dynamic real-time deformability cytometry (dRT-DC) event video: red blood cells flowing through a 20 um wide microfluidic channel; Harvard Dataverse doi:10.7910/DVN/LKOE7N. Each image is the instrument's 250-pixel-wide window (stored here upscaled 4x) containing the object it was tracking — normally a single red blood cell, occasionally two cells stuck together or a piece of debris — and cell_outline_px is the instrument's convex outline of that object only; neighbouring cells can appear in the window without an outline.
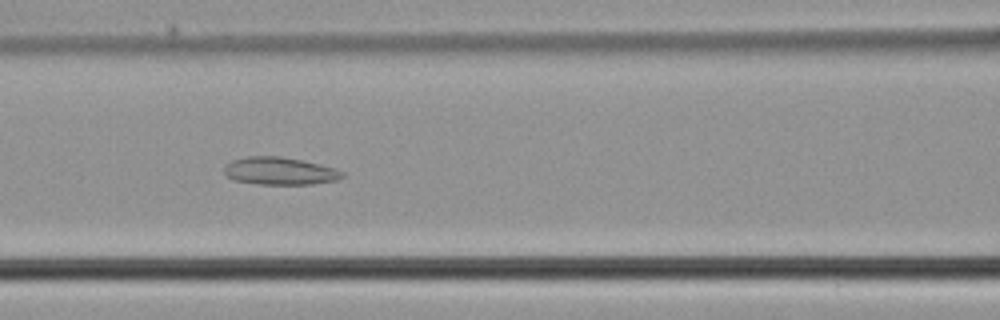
{"species": "common noctule bat (a hibernating species)", "species_latin": "Nyctalus noctula", "temperature_condition": "cold", "stored_images_in_passage": 44, "camera_frame_rate_fps": 3000, "um_per_image_px": 0.085, "animal": {"sex": "male", "body_mass_g": 21.5, "forearm_length_mm": 52.0}, "frame": {"image": 1, "passage_image": 22, "time_ms": 7.0, "image_size_px": [1000, 320], "cell_outline_px": [[344, 176], [336, 180], [312, 184], [260, 184], [232, 180], [224, 172], [224, 168], [232, 160], [248, 156], [280, 156], [300, 160], [336, 168], [344, 172]], "centroid_in_image_um": [23.78, 14.54], "position_along_channel_um": 142.8, "area_um2": 18.84}}
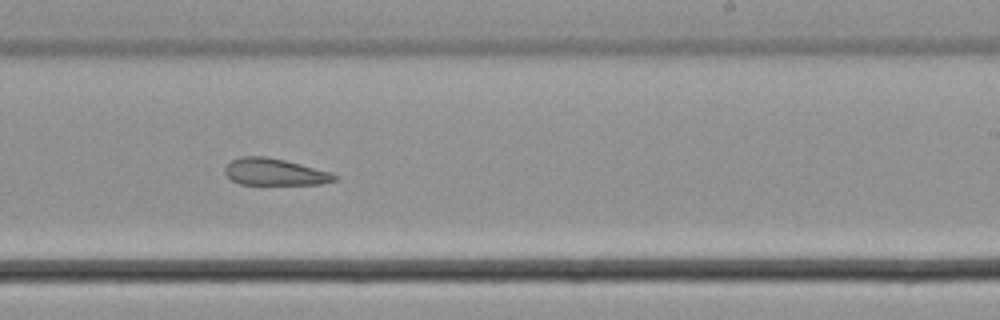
{"frame": {"image": 2, "passage_image": 31, "time_ms": 10.0, "image_size_px": [1000, 320], "cell_outline_px": [[340, 180], [320, 184], [240, 184], [232, 180], [224, 172], [224, 168], [232, 160], [240, 156], [264, 156], [284, 160], [332, 172], [340, 176]], "centroid_in_image_um": [23.4, 14.62], "position_along_channel_um": 265.6, "area_um2": 17.22}}
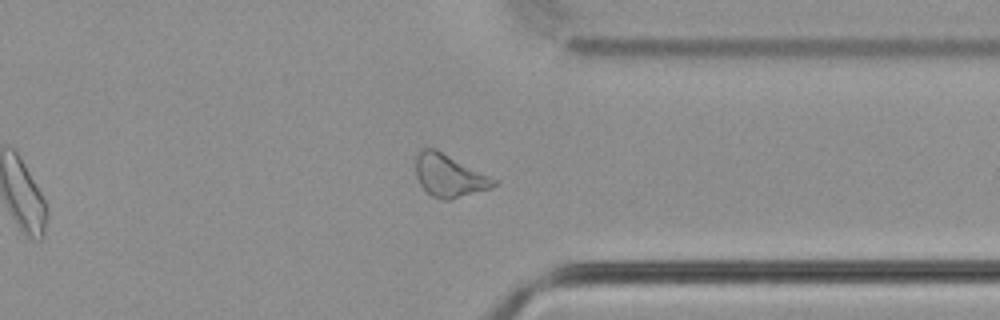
{"frame": {"image": 3, "passage_image": 39, "time_ms": 12.667, "image_size_px": [1000, 320], "cell_outline_px": [[500, 180], [492, 188], [448, 200], [444, 200], [432, 196], [420, 184], [416, 176], [416, 156], [424, 148], [436, 148]], "centroid_in_image_um": [38.23, 14.92], "position_along_channel_um": 373.2, "area_um2": 19.48}}